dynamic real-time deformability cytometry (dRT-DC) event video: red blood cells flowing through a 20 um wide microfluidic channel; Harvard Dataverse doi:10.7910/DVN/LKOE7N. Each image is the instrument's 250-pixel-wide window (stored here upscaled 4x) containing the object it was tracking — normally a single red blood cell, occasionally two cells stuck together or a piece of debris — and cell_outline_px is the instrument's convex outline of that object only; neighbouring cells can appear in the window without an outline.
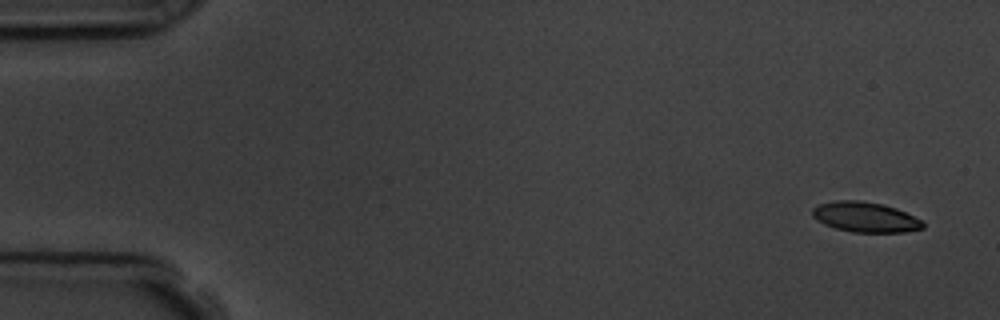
{"species": "common noctule bat (a hibernating species)", "species_latin": "Nyctalus noctula", "temperature_condition": "room temperature", "stored_images_in_passage": 5, "camera_frame_rate_fps": 3000, "um_per_image_px": 0.085, "animal": {"sex": "male", "body_mass_g": 19.5, "forearm_length_mm": 54.6}, "frame": {"image": 1, "passage_image": 1, "time_ms": 0.0, "image_size_px": [1000, 320], "cell_outline_px": [[924, 228], [904, 232], [852, 232], [836, 228], [824, 224], [816, 220], [812, 216], [812, 208], [820, 204], [836, 200], [860, 200], [884, 204], [896, 208], [920, 220], [924, 224]], "centroid_in_image_um": [73.52, 18.44], "position_along_channel_um": 11.5, "area_um2": 19.36}}
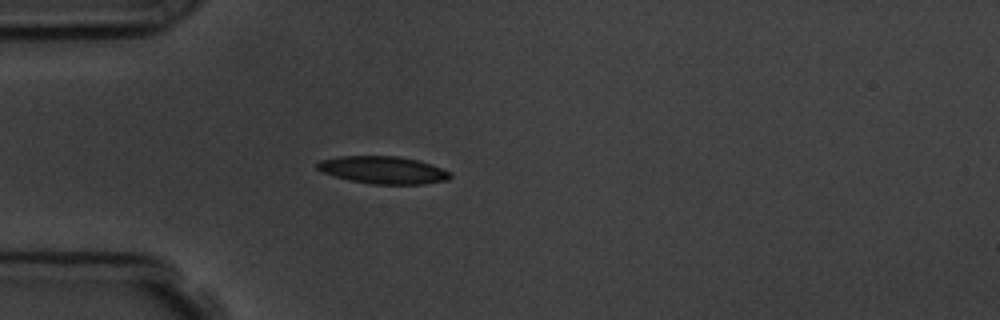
{"frame": {"image": 2, "passage_image": 5, "time_ms": 4.333, "image_size_px": [1000, 320], "cell_outline_px": [[452, 176], [448, 180], [424, 184], [372, 184], [352, 180], [336, 176], [324, 172], [316, 168], [316, 164], [320, 160], [340, 156], [396, 156], [416, 160], [452, 172]], "centroid_in_image_um": [32.58, 14.45], "position_along_channel_um": 52.4, "area_um2": 20.98}}